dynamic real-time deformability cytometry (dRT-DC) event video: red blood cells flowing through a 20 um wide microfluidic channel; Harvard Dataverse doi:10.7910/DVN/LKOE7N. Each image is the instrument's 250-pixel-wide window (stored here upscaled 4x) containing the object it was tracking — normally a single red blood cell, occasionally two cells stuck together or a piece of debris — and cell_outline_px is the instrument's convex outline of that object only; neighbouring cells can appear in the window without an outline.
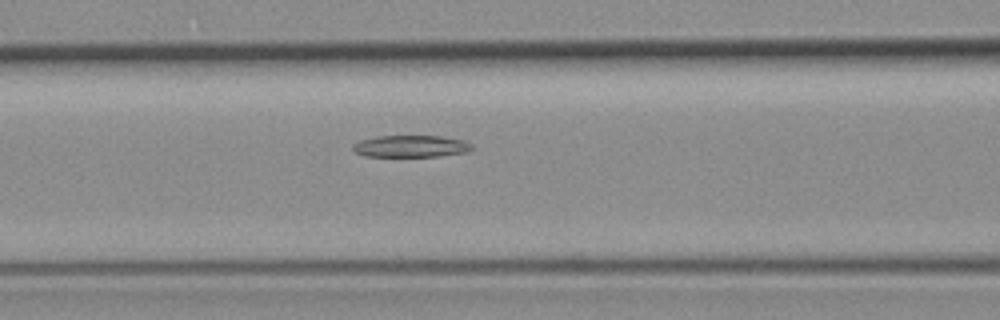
{"species": "common noctule bat (a hibernating species)", "species_latin": "Nyctalus noctula", "temperature_condition": "room temperature", "stored_images_in_passage": 33, "camera_frame_rate_fps": 3000, "um_per_image_px": 0.085, "animal": {"sex": "female", "body_mass_g": 19.3, "forearm_length_mm": 54.1}, "frame": {"image": 1, "passage_image": 7, "time_ms": 2.0, "image_size_px": [1000, 320], "cell_outline_px": [[472, 148], [468, 152], [436, 156], [364, 156], [356, 152], [352, 148], [352, 144], [360, 140], [376, 136], [440, 136], [464, 140], [472, 144]], "centroid_in_image_um": [34.91, 12.42], "position_along_channel_um": 131.7, "area_um2": 15.14}}
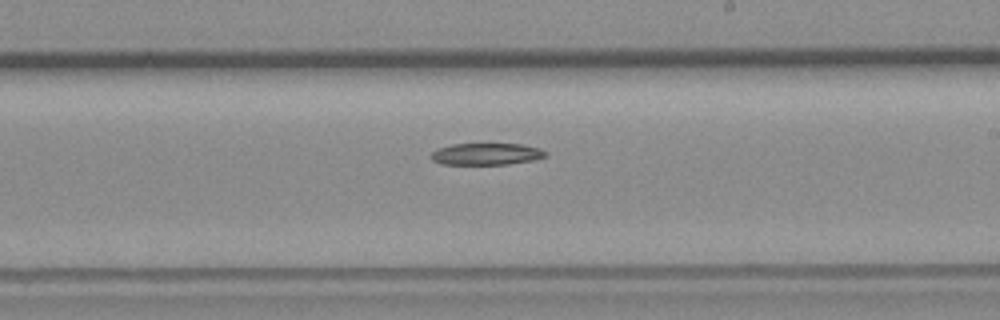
{"frame": {"image": 2, "passage_image": 16, "time_ms": 5.0, "image_size_px": [1000, 320], "cell_outline_px": [[548, 152], [544, 156], [536, 160], [508, 164], [440, 164], [432, 160], [432, 152], [436, 148], [452, 144], [520, 144], [540, 148]], "centroid_in_image_um": [41.34, 13.09], "position_along_channel_um": 247.7, "area_um2": 14.57}}
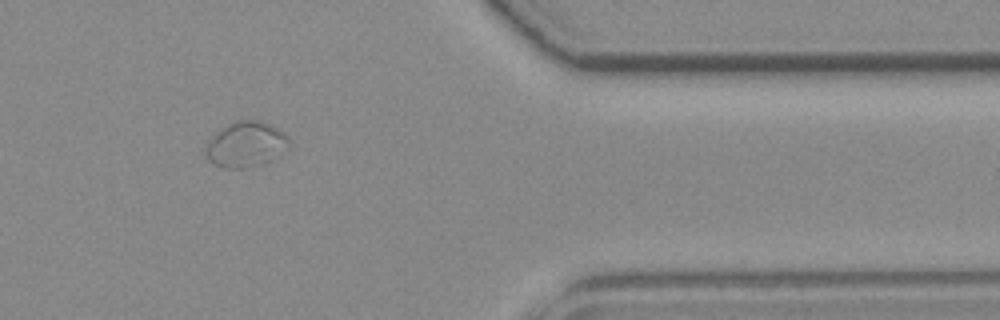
{"frame": {"image": 3, "passage_image": 29, "time_ms": 9.333, "image_size_px": [1000, 320], "cell_outline_px": [[292, 144], [284, 152], [264, 164], [244, 168], [224, 168], [212, 164], [208, 160], [204, 152], [212, 136], [216, 132], [228, 124], [236, 120], [260, 120], [284, 132], [288, 136]], "centroid_in_image_um": [20.92, 12.29], "position_along_channel_um": 390.5, "area_um2": 22.31}}